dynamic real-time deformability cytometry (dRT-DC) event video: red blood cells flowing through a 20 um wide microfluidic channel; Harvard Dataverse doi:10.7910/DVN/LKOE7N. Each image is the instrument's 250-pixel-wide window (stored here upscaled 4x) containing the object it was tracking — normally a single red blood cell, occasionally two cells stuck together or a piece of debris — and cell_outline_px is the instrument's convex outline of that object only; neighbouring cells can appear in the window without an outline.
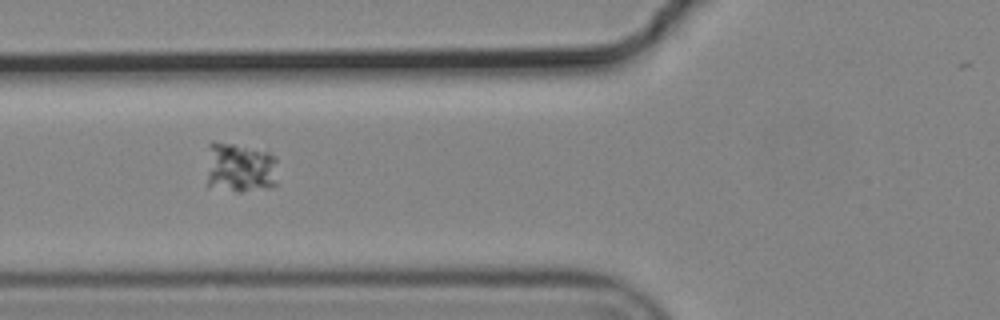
{"species": "common noctule bat (a hibernating species)", "species_latin": "Nyctalus noctula", "temperature_condition": "cold", "stored_images_in_passage": 7, "camera_frame_rate_fps": 3000, "um_per_image_px": 0.085, "animal": {"sex": "male", "body_mass_g": 19.2, "forearm_length_mm": 51.8}, "frame": {"image": 1, "passage_image": 2, "time_ms": 0.333, "image_size_px": [1000, 320], "cell_outline_px": [[276, 184], [272, 188], [240, 192], [236, 192], [208, 188], [208, 144], [212, 140], [232, 144], [268, 152], [276, 156]], "centroid_in_image_um": [20.39, 14.28], "position_along_channel_um": 105.4, "area_um2": 21.27}}
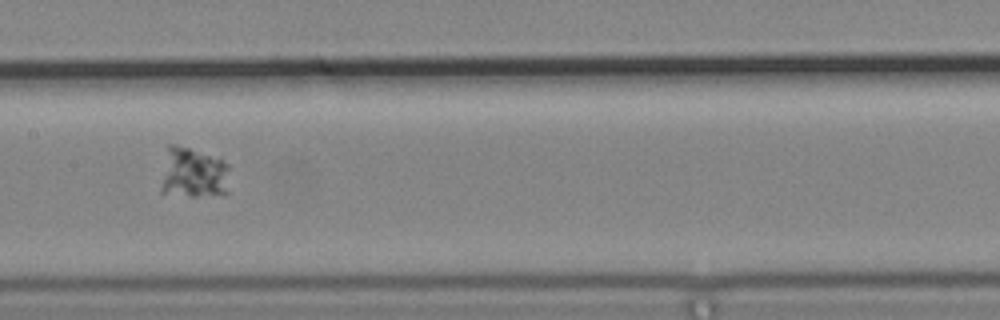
{"frame": {"image": 2, "passage_image": 4, "time_ms": 1.0, "image_size_px": [1000, 320], "cell_outline_px": [[228, 192], [224, 196], [188, 196], [160, 192], [160, 188], [168, 144], [172, 144], [220, 156], [228, 164]], "centroid_in_image_um": [16.49, 14.72], "position_along_channel_um": 190.9, "area_um2": 20.81}}
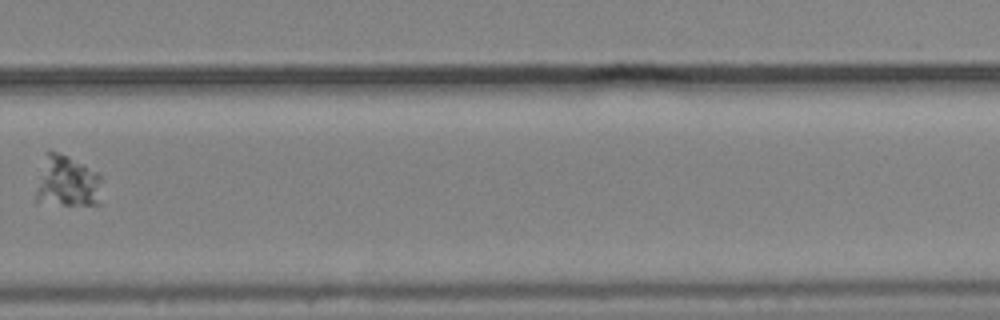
{"frame": {"image": 3, "passage_image": 7, "time_ms": 2.0, "image_size_px": [1000, 320], "cell_outline_px": [[104, 180], [100, 204], [64, 204], [36, 200], [36, 192], [48, 148], [68, 156], [84, 164], [96, 172]], "centroid_in_image_um": [5.81, 15.42], "position_along_channel_um": 324.0, "area_um2": 19.54}}